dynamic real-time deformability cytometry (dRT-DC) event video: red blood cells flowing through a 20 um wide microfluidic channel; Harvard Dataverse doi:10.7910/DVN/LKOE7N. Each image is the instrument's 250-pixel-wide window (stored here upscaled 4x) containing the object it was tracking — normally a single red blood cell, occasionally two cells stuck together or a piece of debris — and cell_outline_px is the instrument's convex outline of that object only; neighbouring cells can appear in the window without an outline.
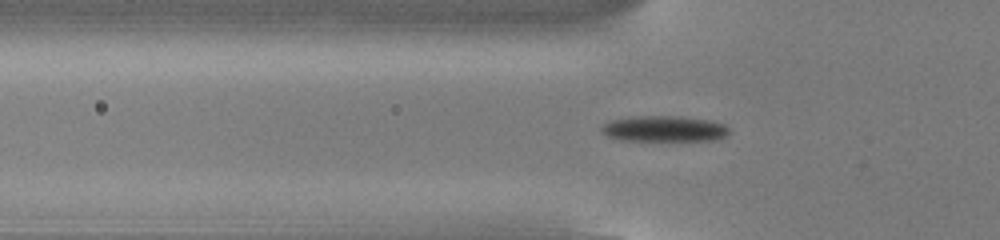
{"species": "common noctule bat (a hibernating species)", "species_latin": "Nyctalus noctula", "temperature_condition": "cold", "stored_images_in_passage": 35, "camera_frame_rate_fps": 3000, "um_per_image_px": 0.085, "animal": {"sex": "male", "body_mass_g": 13.0, "forearm_length_mm": 53.1}, "frame": {"image": 1, "passage_image": 3, "time_ms": 0.667, "image_size_px": [1000, 240], "cell_outline_px": [[728, 132], [720, 140], [620, 140], [608, 136], [600, 132], [600, 128], [604, 124], [612, 120], [632, 116], [680, 116], [708, 120], [724, 124], [728, 128]], "centroid_in_image_um": [56.43, 10.94], "position_along_channel_um": 69.4, "area_um2": 19.13}}
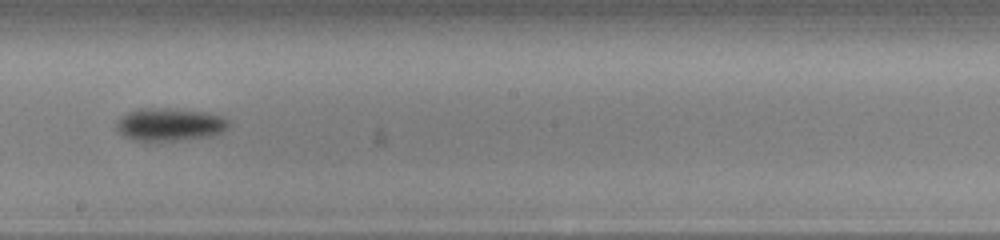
{"frame": {"image": 2, "passage_image": 16, "time_ms": 5.0, "image_size_px": [1000, 240], "cell_outline_px": [[232, 124], [228, 128], [212, 136], [180, 140], [136, 140], [124, 136], [116, 128], [116, 124], [128, 112], [136, 108], [176, 108], [208, 112], [220, 116], [228, 120]], "centroid_in_image_um": [14.48, 10.56], "position_along_channel_um": 233.7, "area_um2": 21.44}}
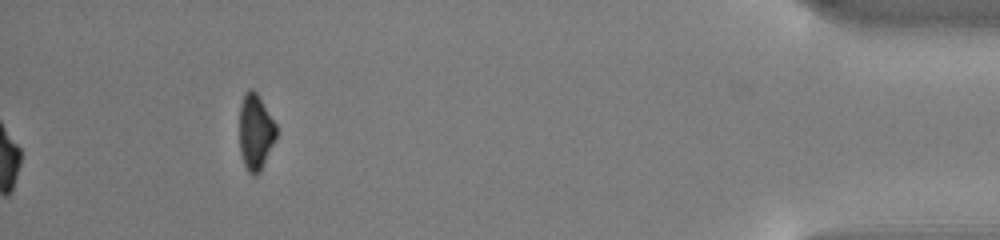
{"frame": {"image": 3, "passage_image": 35, "time_ms": 11.333, "image_size_px": [1000, 240], "cell_outline_px": [[276, 140], [260, 172], [256, 176], [252, 176], [248, 172], [244, 164], [240, 152], [240, 104], [244, 92], [248, 88], [252, 88], [256, 92], [276, 124]], "centroid_in_image_um": [21.72, 11.23], "position_along_channel_um": 413.5, "area_um2": 16.42}, "authors_computed_cell_mechanics": {"area_um2": 19.2474, "velocity_mm_per_s": 3.8155, "shape_relaxation_time_tau1_ms": 1.4165, "shape_relaxation_time_tau2_ms": null, "deformation_change_tau1": 0.1191, "deformation_change_tau2": null}}